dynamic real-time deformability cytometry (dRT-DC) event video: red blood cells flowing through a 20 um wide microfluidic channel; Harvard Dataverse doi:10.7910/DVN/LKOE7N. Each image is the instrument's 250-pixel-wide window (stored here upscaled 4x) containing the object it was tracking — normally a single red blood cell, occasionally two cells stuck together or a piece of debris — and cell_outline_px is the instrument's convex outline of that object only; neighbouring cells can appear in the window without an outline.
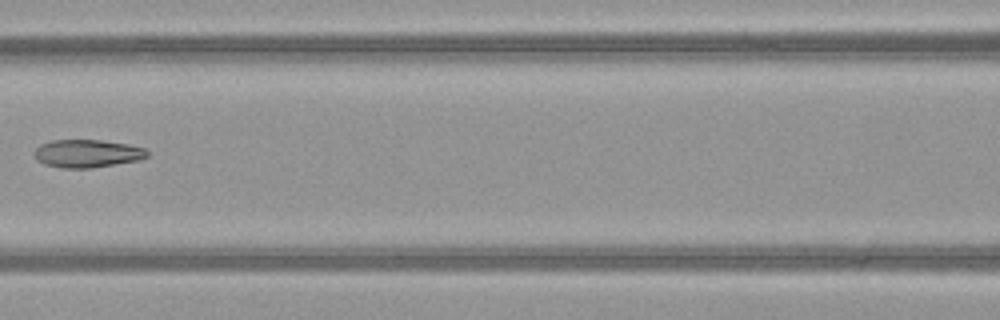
{"species": "common noctule bat (a hibernating species)", "species_latin": "Nyctalus noctula", "temperature_condition": "warm", "stored_images_in_passage": 7, "camera_frame_rate_fps": 3000, "um_per_image_px": 0.085, "animal": {"sex": "female", "body_mass_g": 21.9}, "frame": {"image": 1, "passage_image": 6, "time_ms": 1.667, "image_size_px": [1000, 320], "cell_outline_px": [[148, 156], [140, 160], [92, 168], [60, 168], [44, 164], [36, 160], [36, 148], [40, 144], [52, 140], [100, 140], [128, 144], [144, 148], [148, 152]], "centroid_in_image_um": [7.42, 13.05], "position_along_channel_um": 159.2, "area_um2": 18.38}}
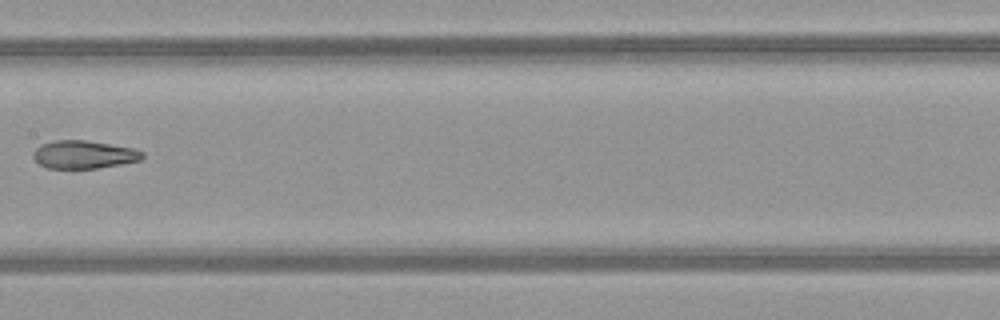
{"frame": {"image": 2, "passage_image": 7, "time_ms": 2.0, "image_size_px": [1000, 320], "cell_outline_px": [[144, 156], [140, 160], [120, 164], [96, 168], [44, 168], [32, 156], [36, 148], [44, 144], [56, 140], [84, 140], [136, 148], [144, 152]], "centroid_in_image_um": [7.15, 13.13], "position_along_channel_um": 200.2, "area_um2": 17.69}}